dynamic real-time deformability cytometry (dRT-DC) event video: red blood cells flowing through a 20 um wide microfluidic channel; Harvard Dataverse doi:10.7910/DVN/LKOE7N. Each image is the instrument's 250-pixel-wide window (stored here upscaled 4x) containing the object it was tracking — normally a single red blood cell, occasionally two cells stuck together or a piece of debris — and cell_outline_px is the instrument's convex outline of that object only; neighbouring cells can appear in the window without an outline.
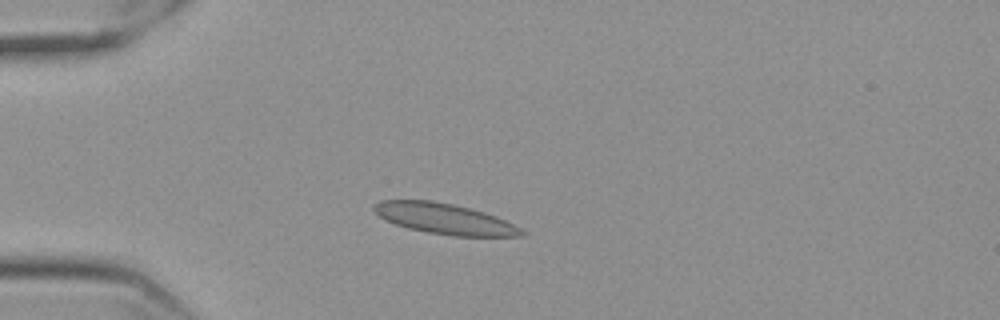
{"species": "Egyptian fruit bat (a non-hibernating species)", "species_latin": "Rousettus aegyptiacus", "temperature_condition": "cold", "stored_images_in_passage": 45, "camera_frame_rate_fps": 3000, "um_per_image_px": 0.085, "frame": {"image": 1, "passage_image": 3, "time_ms": 0.667, "image_size_px": [1000, 320], "cell_outline_px": [[528, 232], [524, 236], [452, 236], [428, 232], [408, 228], [384, 220], [372, 208], [372, 204], [380, 200], [432, 200], [452, 204], [484, 212], [496, 216]], "centroid_in_image_um": [37.77, 18.59], "position_along_channel_um": 47.2, "area_um2": 26.3}}
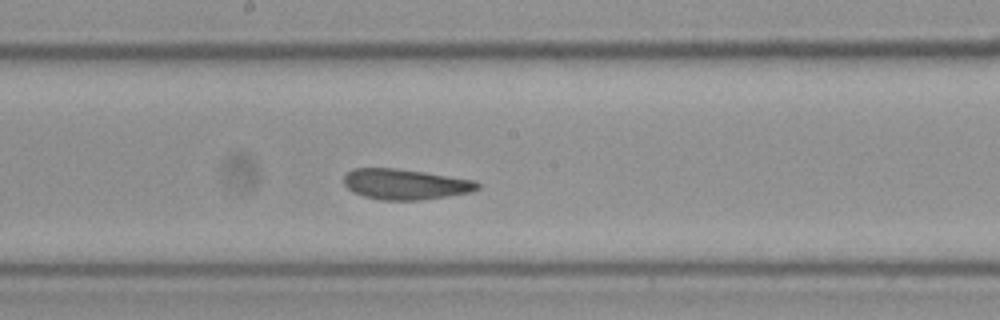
{"frame": {"image": 2, "passage_image": 19, "time_ms": 6.0, "image_size_px": [1000, 320], "cell_outline_px": [[480, 188], [472, 192], [420, 200], [380, 200], [364, 196], [352, 192], [344, 184], [344, 176], [352, 168], [396, 168], [424, 172], [476, 180], [480, 184]], "centroid_in_image_um": [34.46, 15.66], "position_along_channel_um": 213.7, "area_um2": 23.87}}
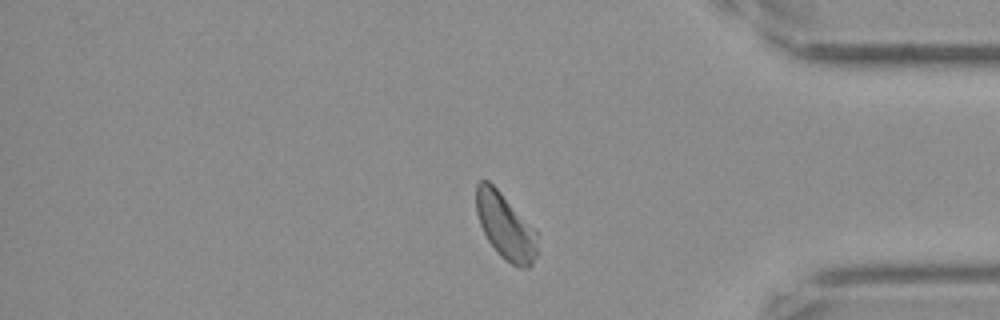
{"frame": {"image": 3, "passage_image": 36, "time_ms": 11.667, "image_size_px": [1000, 320], "cell_outline_px": [[536, 256], [532, 264], [528, 268], [516, 268], [500, 256], [488, 240], [480, 224], [476, 212], [476, 184], [480, 180], [488, 180], [500, 192], [536, 232]], "centroid_in_image_um": [42.93, 19.26], "position_along_channel_um": 392.3, "area_um2": 23.0}, "authors_computed_cell_mechanics": {"area_um2": 23.7558, "velocity_mm_per_s": 3.506, "shape_relaxation_time_tau1_ms": null, "shape_relaxation_time_tau2_ms": 2.1752, "deformation_change_tau1": null, "deformation_change_tau2": 0.0692}}